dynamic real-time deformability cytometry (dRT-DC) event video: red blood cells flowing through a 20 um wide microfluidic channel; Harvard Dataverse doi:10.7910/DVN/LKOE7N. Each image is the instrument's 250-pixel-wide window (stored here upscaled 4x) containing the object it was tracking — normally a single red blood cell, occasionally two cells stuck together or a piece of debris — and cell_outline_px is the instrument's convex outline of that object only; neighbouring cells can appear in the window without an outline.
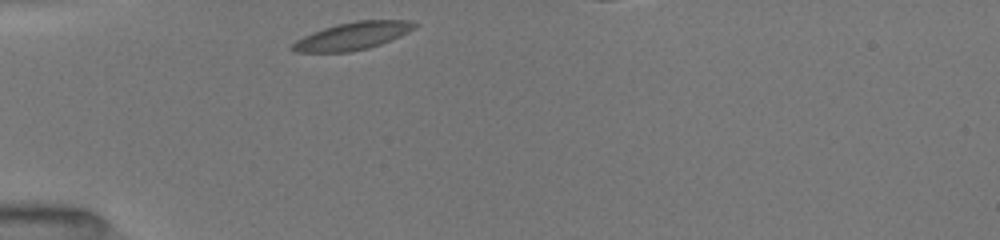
{"species": "common noctule bat (a hibernating species)", "species_latin": "Nyctalus noctula", "temperature_condition": "room temperature", "stored_images_in_passage": 4, "camera_frame_rate_fps": 3000, "um_per_image_px": 0.085, "animal": {"sex": "female", "body_mass_g": 19.5, "forearm_length_mm": 54.1}, "frame": {"image": 1, "passage_image": 1, "time_ms": 0.0, "image_size_px": [1000, 240], "cell_outline_px": [[420, 24], [416, 28], [400, 36], [380, 44], [368, 48], [348, 52], [292, 52], [288, 48], [296, 40], [312, 32], [336, 24], [356, 20], [412, 20]], "centroid_in_image_um": [29.97, 3.05], "position_along_channel_um": 55.0, "area_um2": 19.83}}